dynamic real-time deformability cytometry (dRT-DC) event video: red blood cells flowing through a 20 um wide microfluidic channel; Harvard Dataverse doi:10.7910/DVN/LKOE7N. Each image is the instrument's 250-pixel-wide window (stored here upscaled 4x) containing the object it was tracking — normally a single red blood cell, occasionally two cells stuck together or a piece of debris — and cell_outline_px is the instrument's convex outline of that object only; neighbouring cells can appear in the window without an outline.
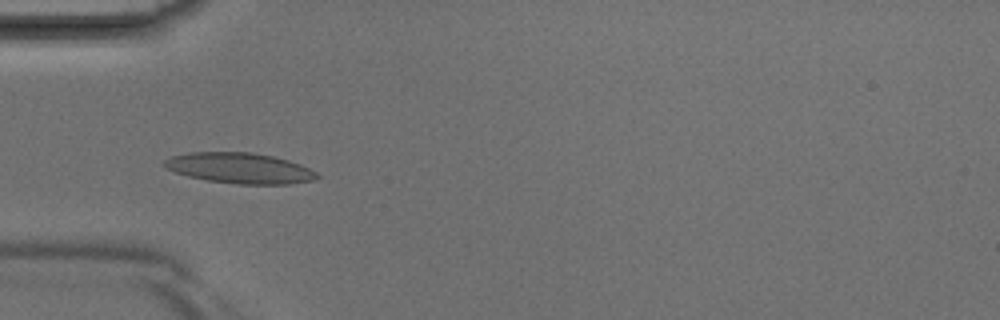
{"species": "Egyptian fruit bat (a non-hibernating species)", "species_latin": "Rousettus aegyptiacus", "temperature_condition": "room temperature", "stored_images_in_passage": 40, "camera_frame_rate_fps": 3000, "um_per_image_px": 0.085, "animal": {"sex": "male"}, "frame": {"image": 1, "passage_image": 12, "time_ms": 3.667, "image_size_px": [1000, 320], "cell_outline_px": [[320, 176], [312, 180], [288, 184], [236, 184], [208, 180], [188, 176], [164, 168], [160, 164], [164, 160], [172, 156], [188, 152], [252, 152], [272, 156], [288, 160], [300, 164], [316, 172]], "centroid_in_image_um": [20.33, 14.28], "position_along_channel_um": 64.7, "area_um2": 27.22}}
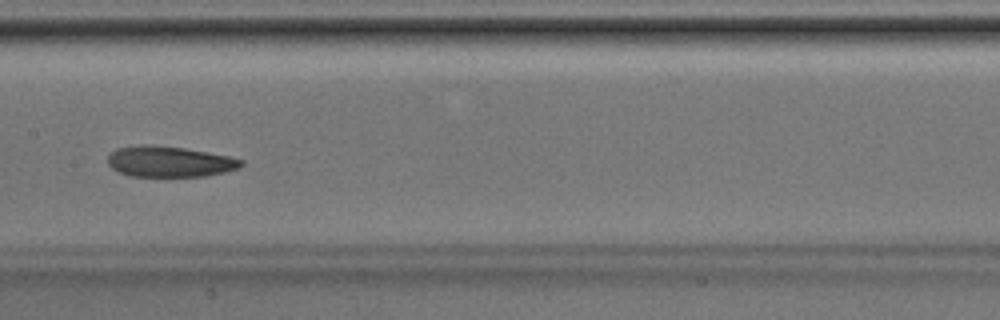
{"frame": {"image": 2, "passage_image": 20, "time_ms": 6.333, "image_size_px": [1000, 320], "cell_outline_px": [[244, 164], [240, 168], [224, 172], [204, 176], [132, 176], [120, 172], [112, 168], [108, 164], [108, 156], [116, 148], [140, 144], [148, 144], [184, 148], [228, 156], [244, 160]], "centroid_in_image_um": [14.41, 13.73], "position_along_channel_um": 193.0, "area_um2": 23.87}}
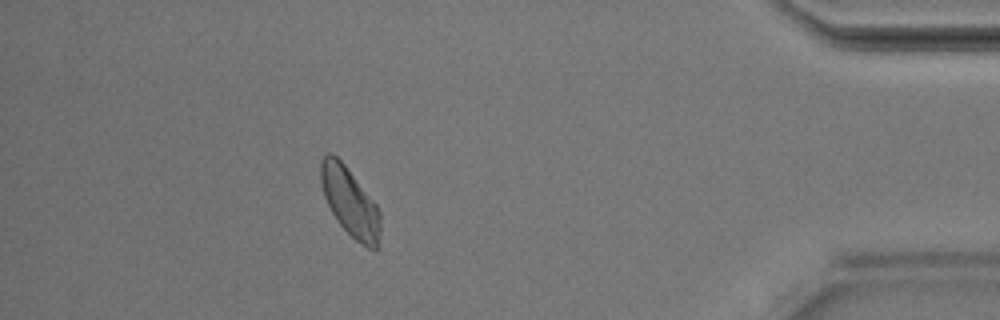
{"frame": {"image": 3, "passage_image": 36, "time_ms": 11.667, "image_size_px": [1000, 320], "cell_outline_px": [[380, 232], [376, 248], [368, 248], [356, 240], [340, 224], [332, 212], [324, 196], [320, 184], [320, 164], [324, 156], [328, 152], [332, 152], [344, 164], [376, 204], [380, 212]], "centroid_in_image_um": [29.73, 17.13], "position_along_channel_um": 405.5, "area_um2": 23.41}}